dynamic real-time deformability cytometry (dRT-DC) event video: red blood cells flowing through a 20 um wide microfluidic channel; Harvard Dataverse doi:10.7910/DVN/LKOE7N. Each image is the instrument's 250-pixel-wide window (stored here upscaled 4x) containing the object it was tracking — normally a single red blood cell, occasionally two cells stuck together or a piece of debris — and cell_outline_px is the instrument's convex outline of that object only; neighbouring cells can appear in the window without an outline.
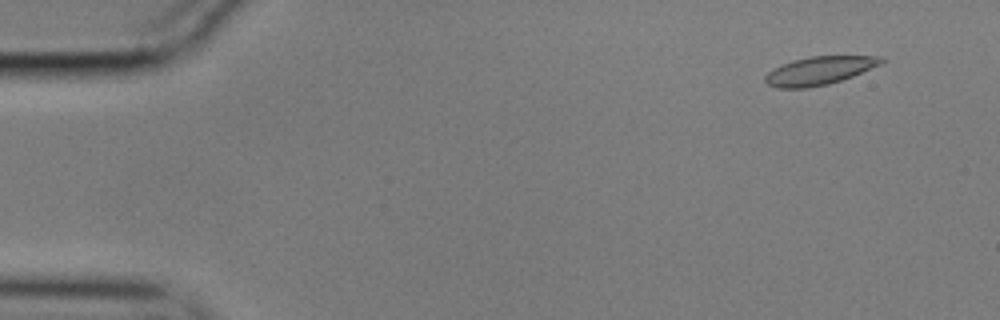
{"species": "common noctule bat (a hibernating species)", "species_latin": "Nyctalus noctula", "temperature_condition": "cold", "stored_images_in_passage": 57, "camera_frame_rate_fps": 3000, "um_per_image_px": 0.085, "animal": {"sex": "male", "body_mass_g": 17.9}, "frame": {"image": 1, "passage_image": 5, "time_ms": 1.333, "image_size_px": [1000, 320], "cell_outline_px": [[884, 60], [880, 64], [852, 76], [828, 84], [808, 88], [776, 88], [768, 84], [764, 80], [764, 76], [768, 72], [792, 60], [812, 56], [884, 56]], "centroid_in_image_um": [69.62, 6.01], "position_along_channel_um": 15.4, "area_um2": 18.84}}
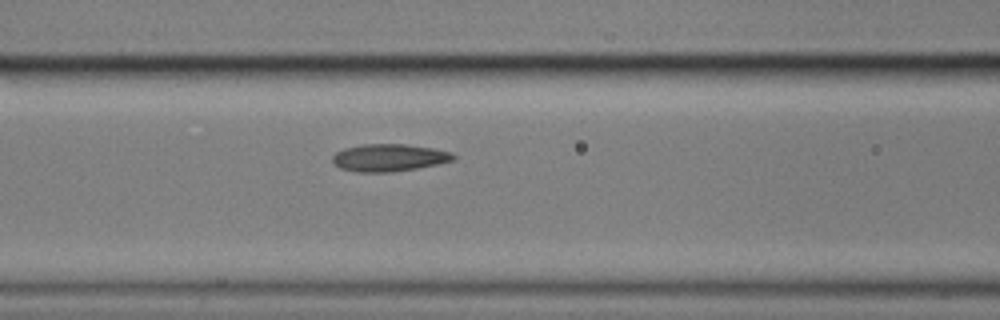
{"frame": {"image": 2, "passage_image": 24, "time_ms": 7.667, "image_size_px": [1000, 320], "cell_outline_px": [[456, 160], [416, 168], [392, 172], [356, 172], [340, 168], [332, 160], [332, 156], [336, 152], [344, 148], [360, 144], [404, 144], [432, 148], [452, 152], [456, 156]], "centroid_in_image_um": [33.07, 13.4], "position_along_channel_um": 133.5, "area_um2": 19.31}}
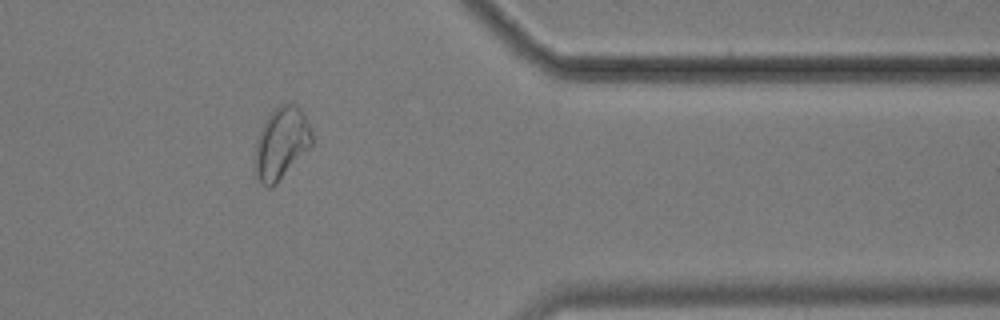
{"frame": {"image": 3, "passage_image": 47, "time_ms": 15.333, "image_size_px": [1000, 320], "cell_outline_px": [[312, 144], [276, 184], [272, 188], [268, 188], [260, 184], [252, 168], [252, 164], [256, 140], [268, 116], [280, 104], [296, 104], [304, 112], [308, 120], [312, 132]], "centroid_in_image_um": [23.87, 12.21], "position_along_channel_um": 387.5, "area_um2": 24.1}, "authors_computed_cell_mechanics": {"area_um2": 19.4786, "velocity_mm_per_s": 3.5298, "shape_relaxation_time_tau1_ms": 6.8962, "shape_relaxation_time_tau2_ms": 1.9243, "deformation_change_tau1": 0.1612, "deformation_change_tau2": 0.0607}}